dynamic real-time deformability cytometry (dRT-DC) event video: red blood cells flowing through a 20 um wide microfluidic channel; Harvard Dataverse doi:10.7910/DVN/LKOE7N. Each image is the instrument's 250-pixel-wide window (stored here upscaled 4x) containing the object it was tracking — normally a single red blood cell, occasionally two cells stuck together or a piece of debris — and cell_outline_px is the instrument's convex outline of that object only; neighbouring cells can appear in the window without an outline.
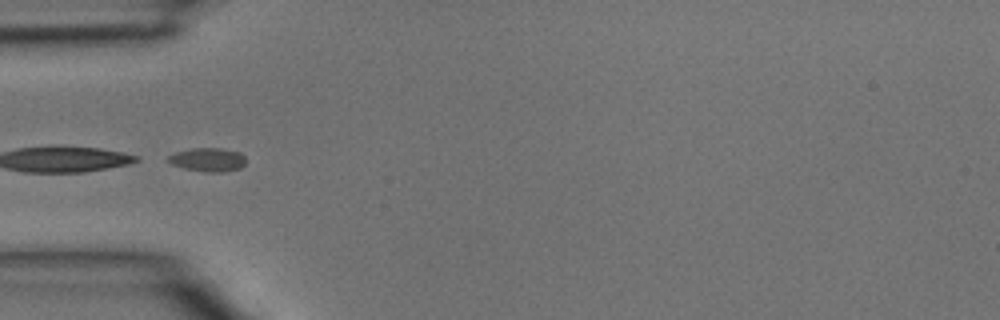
{"species": "common noctule bat (a hibernating species)", "species_latin": "Nyctalus noctula", "temperature_condition": "room temperature", "stored_images_in_passage": 6, "segment_of_instrument_passage": [2, 2], "camera_frame_rate_fps": 3000, "um_per_image_px": 0.085, "animal": {"sex": "male", "body_mass_g": 15.6}, "frame": {"image": 1, "passage_image": 5, "time_ms": 1.333, "image_size_px": [1000, 320], "cell_outline_px": [[244, 164], [240, 168], [224, 172], [204, 172], [184, 168], [172, 164], [168, 160], [168, 156], [176, 152], [192, 148], [220, 148], [240, 152], [244, 156]], "centroid_in_image_um": [17.67, 13.57], "position_along_channel_um": 67.3, "area_um2": 10.64}}